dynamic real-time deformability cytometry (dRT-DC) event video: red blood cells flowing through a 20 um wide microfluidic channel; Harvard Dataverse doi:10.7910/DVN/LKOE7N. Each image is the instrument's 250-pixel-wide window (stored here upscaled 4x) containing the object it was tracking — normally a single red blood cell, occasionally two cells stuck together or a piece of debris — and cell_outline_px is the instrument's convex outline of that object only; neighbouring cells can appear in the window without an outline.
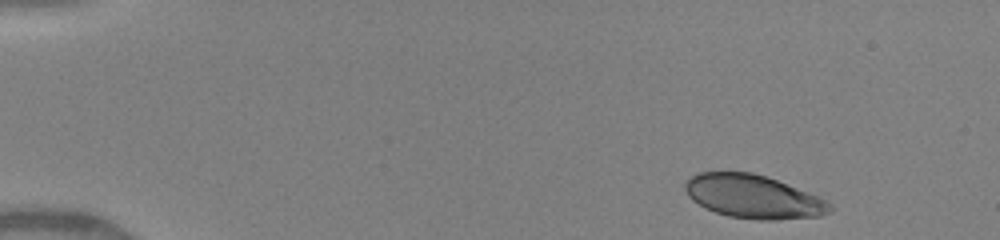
{"species": "human", "species_latin": "Homo sapiens", "temperature_condition": "warm", "stored_images_in_passage": 8, "camera_frame_rate_fps": 3000, "um_per_image_px": 0.085, "donor": {"sex": "female"}, "frame": {"image": 1, "passage_image": 1, "time_ms": 0.0, "image_size_px": [1000, 240], "cell_outline_px": [[832, 208], [828, 212], [820, 216], [776, 220], [756, 220], [728, 216], [704, 208], [692, 200], [688, 196], [684, 188], [684, 184], [696, 172], [752, 172], [776, 180], [820, 196], [832, 204]], "centroid_in_image_um": [64.02, 16.72], "position_along_channel_um": 21.0, "area_um2": 36.7}}